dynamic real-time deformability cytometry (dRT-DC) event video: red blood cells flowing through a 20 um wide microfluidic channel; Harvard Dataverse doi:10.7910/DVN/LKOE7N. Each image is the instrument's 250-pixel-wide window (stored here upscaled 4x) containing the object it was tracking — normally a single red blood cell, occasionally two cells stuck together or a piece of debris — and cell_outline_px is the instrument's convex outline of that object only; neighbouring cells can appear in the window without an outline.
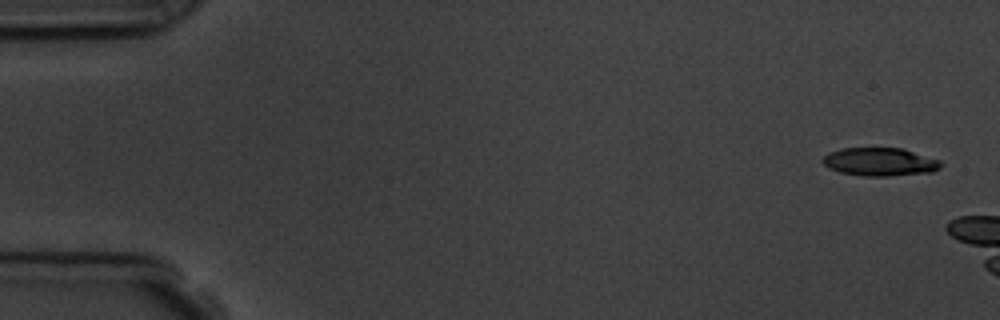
{"species": "common noctule bat (a hibernating species)", "species_latin": "Nyctalus noctula", "temperature_condition": "room temperature", "stored_images_in_passage": 3, "camera_frame_rate_fps": 3000, "um_per_image_px": 0.085, "animal": {"sex": "male", "body_mass_g": 19.5, "forearm_length_mm": 54.6}, "frame": {"image": 1, "passage_image": 1, "time_ms": 0.0, "image_size_px": [1000, 320], "cell_outline_px": [[944, 164], [940, 168], [932, 172], [888, 176], [864, 176], [840, 172], [828, 168], [820, 160], [828, 152], [840, 148], [900, 148], [940, 160]], "centroid_in_image_um": [74.76, 13.76], "position_along_channel_um": 10.2, "area_um2": 19.48}}